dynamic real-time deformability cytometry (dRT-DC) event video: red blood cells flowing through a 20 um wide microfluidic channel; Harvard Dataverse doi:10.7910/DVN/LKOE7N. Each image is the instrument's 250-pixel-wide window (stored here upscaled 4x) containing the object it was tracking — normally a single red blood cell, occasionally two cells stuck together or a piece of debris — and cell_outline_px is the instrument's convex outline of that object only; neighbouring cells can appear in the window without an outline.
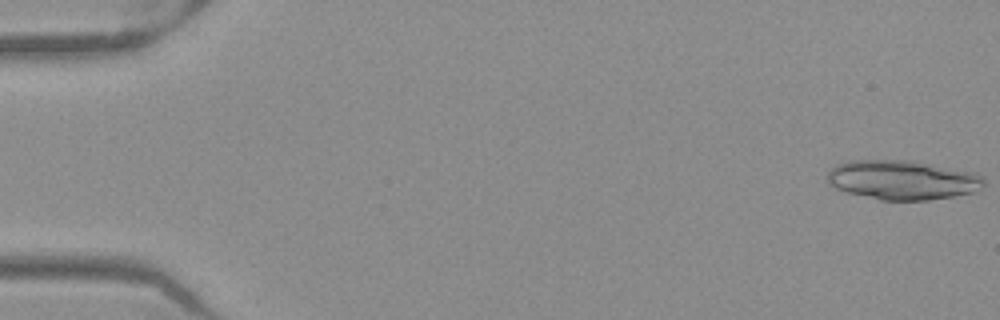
{"species": "Egyptian fruit bat (a non-hibernating species)", "species_latin": "Rousettus aegyptiacus", "temperature_condition": "warm", "stored_images_in_passage": 50, "segment_of_instrument_passage": [1, 2], "camera_frame_rate_fps": 3000, "um_per_image_px": 0.085, "frame": {"image": 1, "passage_image": 1, "time_ms": 0.0, "image_size_px": [1000, 320], "cell_outline_px": [[984, 184], [980, 188], [972, 192], [952, 196], [928, 200], [880, 200], [848, 192], [836, 188], [828, 184], [828, 172], [836, 164], [852, 160], [916, 160], [976, 172], [984, 176]], "centroid_in_image_um": [76.74, 15.27], "position_along_channel_um": 8.3, "area_um2": 36.18}}